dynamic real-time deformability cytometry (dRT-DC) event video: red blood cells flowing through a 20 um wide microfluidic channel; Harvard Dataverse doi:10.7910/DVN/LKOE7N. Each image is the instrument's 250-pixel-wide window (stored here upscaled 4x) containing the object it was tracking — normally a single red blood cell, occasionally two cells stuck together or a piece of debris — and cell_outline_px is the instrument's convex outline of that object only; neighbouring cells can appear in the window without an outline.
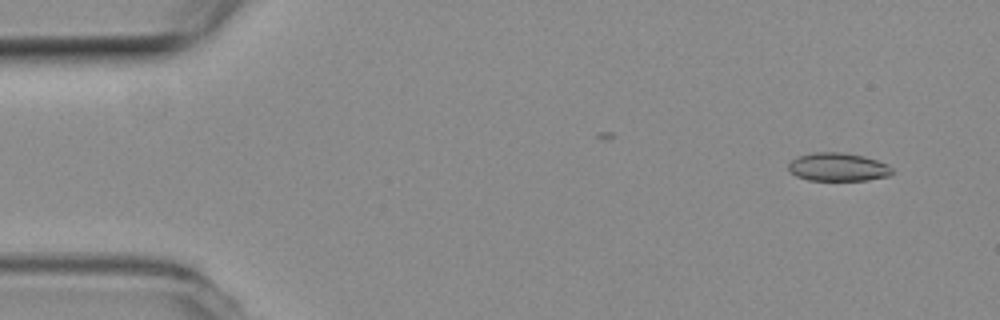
{"species": "common noctule bat (a hibernating species)", "species_latin": "Nyctalus noctula", "temperature_condition": "room temperature", "stored_images_in_passage": 48, "camera_frame_rate_fps": 3000, "um_per_image_px": 0.085, "animal": {"sex": "female", "body_mass_g": 19.3, "forearm_length_mm": 54.1}, "frame": {"image": 1, "passage_image": 3, "time_ms": 0.667, "image_size_px": [1000, 320], "cell_outline_px": [[892, 172], [888, 176], [868, 180], [808, 180], [796, 176], [788, 168], [788, 164], [796, 156], [812, 152], [844, 152], [864, 156], [888, 164], [892, 168]], "centroid_in_image_um": [71.21, 14.18], "position_along_channel_um": 13.8, "area_um2": 17.17}}
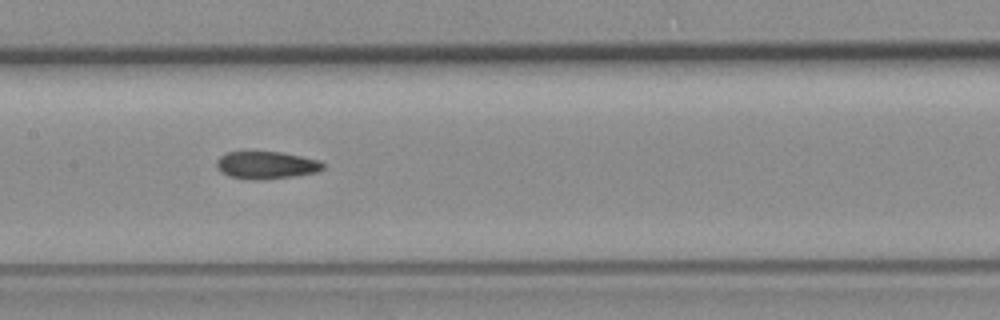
{"frame": {"image": 2, "passage_image": 25, "time_ms": 8.0, "image_size_px": [1000, 320], "cell_outline_px": [[324, 168], [316, 172], [292, 176], [256, 180], [228, 176], [220, 172], [216, 168], [216, 160], [220, 156], [228, 152], [280, 152], [320, 160], [324, 164]], "centroid_in_image_um": [22.6, 14.03], "position_along_channel_um": 184.8, "area_um2": 16.94}}
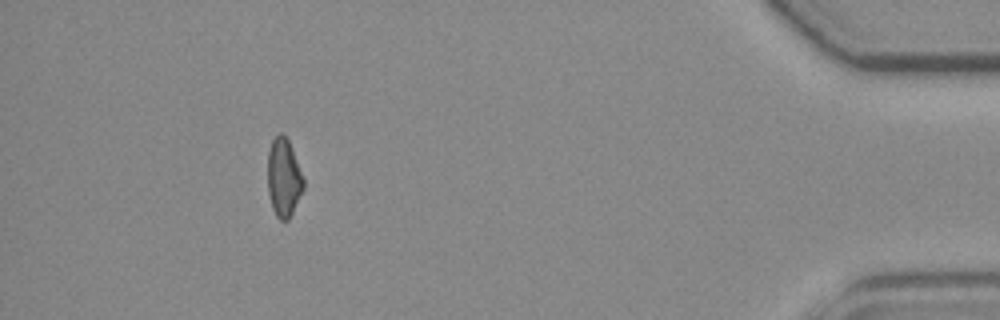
{"frame": {"image": 3, "passage_image": 48, "time_ms": 15.667, "image_size_px": [1000, 320], "cell_outline_px": [[304, 188], [288, 220], [280, 220], [276, 216], [272, 208], [268, 192], [268, 152], [272, 140], [280, 132], [288, 140], [304, 180]], "centroid_in_image_um": [24.1, 15.12], "position_along_channel_um": 411.1, "area_um2": 16.07}, "authors_computed_cell_mechanics": {"area_um2": 17.2244, "velocity_mm_per_s": 3.7976, "shape_relaxation_time_tau1_ms": null, "shape_relaxation_time_tau2_ms": 2.6284, "deformation_change_tau1": null, "deformation_change_tau2": 0.0847}}